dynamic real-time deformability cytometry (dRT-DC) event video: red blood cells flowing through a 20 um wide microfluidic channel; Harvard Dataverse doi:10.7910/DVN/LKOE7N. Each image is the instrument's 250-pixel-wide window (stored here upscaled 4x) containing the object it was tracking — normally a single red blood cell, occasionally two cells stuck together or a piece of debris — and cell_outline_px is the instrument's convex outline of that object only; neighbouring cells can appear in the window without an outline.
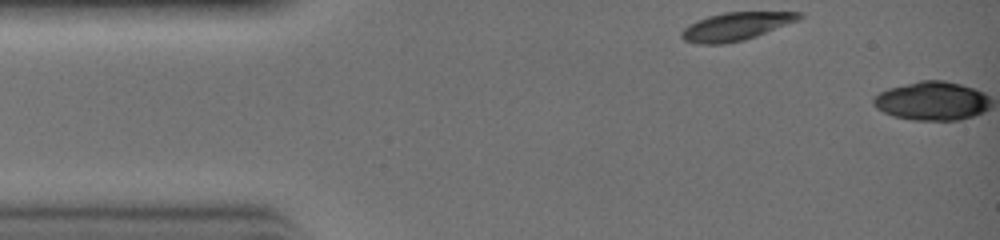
{"species": "common noctule bat (a hibernating species)", "species_latin": "Nyctalus noctula", "temperature_condition": "warm", "stored_images_in_passage": 2, "camera_frame_rate_fps": 3000, "um_per_image_px": 0.085, "animal": {"sex": "female", "body_mass_g": 19.0, "forearm_length_mm": 51.5}, "frame": {"image": 1, "passage_image": 1, "time_ms": 0.0, "image_size_px": [1000, 240], "cell_outline_px": [[804, 16], [796, 20], [756, 36], [744, 40], [720, 44], [700, 44], [684, 40], [680, 36], [680, 32], [684, 28], [708, 16], [724, 12], [800, 12]], "centroid_in_image_um": [62.52, 2.24], "position_along_channel_um": 22.5, "area_um2": 18.73}}